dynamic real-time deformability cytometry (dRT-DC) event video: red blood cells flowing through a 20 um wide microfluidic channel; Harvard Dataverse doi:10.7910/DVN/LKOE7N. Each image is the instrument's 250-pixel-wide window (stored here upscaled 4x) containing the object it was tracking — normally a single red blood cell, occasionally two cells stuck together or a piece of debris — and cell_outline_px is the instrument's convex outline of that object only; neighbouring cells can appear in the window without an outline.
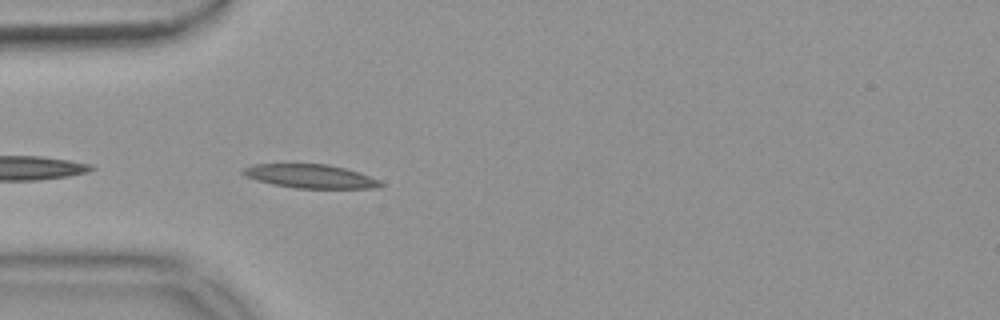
{"species": "common noctule bat (a hibernating species)", "species_latin": "Nyctalus noctula", "temperature_condition": "warm", "stored_images_in_passage": 11, "camera_frame_rate_fps": 3000, "um_per_image_px": 0.085, "animal": {"sex": "female", "body_mass_g": 18.4}, "frame": {"image": 1, "passage_image": 2, "time_ms": 0.333, "image_size_px": [1000, 320], "cell_outline_px": [[384, 184], [380, 188], [296, 188], [272, 184], [256, 180], [244, 176], [240, 172], [244, 168], [256, 164], [328, 164], [344, 168], [380, 180]], "centroid_in_image_um": [26.36, 14.98], "position_along_channel_um": 58.6, "area_um2": 18.9}}